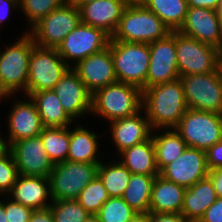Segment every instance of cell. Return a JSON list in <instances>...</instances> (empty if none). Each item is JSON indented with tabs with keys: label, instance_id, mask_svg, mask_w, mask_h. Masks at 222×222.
I'll list each match as a JSON object with an SVG mask.
<instances>
[{
	"label": "cell",
	"instance_id": "obj_1",
	"mask_svg": "<svg viewBox=\"0 0 222 222\" xmlns=\"http://www.w3.org/2000/svg\"><path fill=\"white\" fill-rule=\"evenodd\" d=\"M142 100V109L153 130L175 128L188 110L180 78L145 88Z\"/></svg>",
	"mask_w": 222,
	"mask_h": 222
},
{
	"label": "cell",
	"instance_id": "obj_2",
	"mask_svg": "<svg viewBox=\"0 0 222 222\" xmlns=\"http://www.w3.org/2000/svg\"><path fill=\"white\" fill-rule=\"evenodd\" d=\"M17 38L11 45L0 47V102L11 100L19 92L27 96L32 37L25 30Z\"/></svg>",
	"mask_w": 222,
	"mask_h": 222
},
{
	"label": "cell",
	"instance_id": "obj_3",
	"mask_svg": "<svg viewBox=\"0 0 222 222\" xmlns=\"http://www.w3.org/2000/svg\"><path fill=\"white\" fill-rule=\"evenodd\" d=\"M171 30L140 1L131 0L125 7L111 40L152 43L165 38Z\"/></svg>",
	"mask_w": 222,
	"mask_h": 222
},
{
	"label": "cell",
	"instance_id": "obj_4",
	"mask_svg": "<svg viewBox=\"0 0 222 222\" xmlns=\"http://www.w3.org/2000/svg\"><path fill=\"white\" fill-rule=\"evenodd\" d=\"M142 89L133 84L115 82L92 94L91 114L106 122L133 116L142 110Z\"/></svg>",
	"mask_w": 222,
	"mask_h": 222
},
{
	"label": "cell",
	"instance_id": "obj_5",
	"mask_svg": "<svg viewBox=\"0 0 222 222\" xmlns=\"http://www.w3.org/2000/svg\"><path fill=\"white\" fill-rule=\"evenodd\" d=\"M108 47L117 81L133 84L143 91L150 62L149 44L110 40Z\"/></svg>",
	"mask_w": 222,
	"mask_h": 222
},
{
	"label": "cell",
	"instance_id": "obj_6",
	"mask_svg": "<svg viewBox=\"0 0 222 222\" xmlns=\"http://www.w3.org/2000/svg\"><path fill=\"white\" fill-rule=\"evenodd\" d=\"M175 46L179 77L216 71L220 67L221 51L175 31Z\"/></svg>",
	"mask_w": 222,
	"mask_h": 222
},
{
	"label": "cell",
	"instance_id": "obj_7",
	"mask_svg": "<svg viewBox=\"0 0 222 222\" xmlns=\"http://www.w3.org/2000/svg\"><path fill=\"white\" fill-rule=\"evenodd\" d=\"M99 164L67 160L54 164L49 176L51 199L76 200L79 193L97 176Z\"/></svg>",
	"mask_w": 222,
	"mask_h": 222
},
{
	"label": "cell",
	"instance_id": "obj_8",
	"mask_svg": "<svg viewBox=\"0 0 222 222\" xmlns=\"http://www.w3.org/2000/svg\"><path fill=\"white\" fill-rule=\"evenodd\" d=\"M80 23V9L66 1L42 18L28 34L39 47L57 48Z\"/></svg>",
	"mask_w": 222,
	"mask_h": 222
},
{
	"label": "cell",
	"instance_id": "obj_9",
	"mask_svg": "<svg viewBox=\"0 0 222 222\" xmlns=\"http://www.w3.org/2000/svg\"><path fill=\"white\" fill-rule=\"evenodd\" d=\"M189 109L222 114V68L203 74L181 76Z\"/></svg>",
	"mask_w": 222,
	"mask_h": 222
},
{
	"label": "cell",
	"instance_id": "obj_10",
	"mask_svg": "<svg viewBox=\"0 0 222 222\" xmlns=\"http://www.w3.org/2000/svg\"><path fill=\"white\" fill-rule=\"evenodd\" d=\"M174 129L188 147L206 151L222 140V114L188 108Z\"/></svg>",
	"mask_w": 222,
	"mask_h": 222
},
{
	"label": "cell",
	"instance_id": "obj_11",
	"mask_svg": "<svg viewBox=\"0 0 222 222\" xmlns=\"http://www.w3.org/2000/svg\"><path fill=\"white\" fill-rule=\"evenodd\" d=\"M70 67L57 48H42L33 42L29 58L27 96L41 90H51Z\"/></svg>",
	"mask_w": 222,
	"mask_h": 222
},
{
	"label": "cell",
	"instance_id": "obj_12",
	"mask_svg": "<svg viewBox=\"0 0 222 222\" xmlns=\"http://www.w3.org/2000/svg\"><path fill=\"white\" fill-rule=\"evenodd\" d=\"M111 36L100 28L80 23L57 47L59 55L70 68L86 57L109 46Z\"/></svg>",
	"mask_w": 222,
	"mask_h": 222
},
{
	"label": "cell",
	"instance_id": "obj_13",
	"mask_svg": "<svg viewBox=\"0 0 222 222\" xmlns=\"http://www.w3.org/2000/svg\"><path fill=\"white\" fill-rule=\"evenodd\" d=\"M150 62L146 77V88L179 79L175 31L165 38L149 43Z\"/></svg>",
	"mask_w": 222,
	"mask_h": 222
},
{
	"label": "cell",
	"instance_id": "obj_14",
	"mask_svg": "<svg viewBox=\"0 0 222 222\" xmlns=\"http://www.w3.org/2000/svg\"><path fill=\"white\" fill-rule=\"evenodd\" d=\"M22 97L21 100L14 99L11 109L7 112L6 135L8 136L5 140L8 147L14 142L39 136L43 129L35 102L30 96L23 95Z\"/></svg>",
	"mask_w": 222,
	"mask_h": 222
},
{
	"label": "cell",
	"instance_id": "obj_15",
	"mask_svg": "<svg viewBox=\"0 0 222 222\" xmlns=\"http://www.w3.org/2000/svg\"><path fill=\"white\" fill-rule=\"evenodd\" d=\"M9 150L20 175L50 176L54 164L48 157L40 136L14 142L9 146Z\"/></svg>",
	"mask_w": 222,
	"mask_h": 222
},
{
	"label": "cell",
	"instance_id": "obj_16",
	"mask_svg": "<svg viewBox=\"0 0 222 222\" xmlns=\"http://www.w3.org/2000/svg\"><path fill=\"white\" fill-rule=\"evenodd\" d=\"M68 116L76 119L86 117L92 109V94L87 90L77 73L69 68L52 89ZM82 116V117H81Z\"/></svg>",
	"mask_w": 222,
	"mask_h": 222
},
{
	"label": "cell",
	"instance_id": "obj_17",
	"mask_svg": "<svg viewBox=\"0 0 222 222\" xmlns=\"http://www.w3.org/2000/svg\"><path fill=\"white\" fill-rule=\"evenodd\" d=\"M178 31L222 50V19L215 10L188 6L185 21Z\"/></svg>",
	"mask_w": 222,
	"mask_h": 222
},
{
	"label": "cell",
	"instance_id": "obj_18",
	"mask_svg": "<svg viewBox=\"0 0 222 222\" xmlns=\"http://www.w3.org/2000/svg\"><path fill=\"white\" fill-rule=\"evenodd\" d=\"M205 150L187 147L174 162L166 165L160 176L185 188L208 176Z\"/></svg>",
	"mask_w": 222,
	"mask_h": 222
},
{
	"label": "cell",
	"instance_id": "obj_19",
	"mask_svg": "<svg viewBox=\"0 0 222 222\" xmlns=\"http://www.w3.org/2000/svg\"><path fill=\"white\" fill-rule=\"evenodd\" d=\"M72 69L77 73L91 94L109 84L117 82L114 72V61L109 47L79 61Z\"/></svg>",
	"mask_w": 222,
	"mask_h": 222
},
{
	"label": "cell",
	"instance_id": "obj_20",
	"mask_svg": "<svg viewBox=\"0 0 222 222\" xmlns=\"http://www.w3.org/2000/svg\"><path fill=\"white\" fill-rule=\"evenodd\" d=\"M142 112V113H141ZM109 133L116 149V155L123 150L138 145L150 139L153 129L142 109L137 114L108 122Z\"/></svg>",
	"mask_w": 222,
	"mask_h": 222
},
{
	"label": "cell",
	"instance_id": "obj_21",
	"mask_svg": "<svg viewBox=\"0 0 222 222\" xmlns=\"http://www.w3.org/2000/svg\"><path fill=\"white\" fill-rule=\"evenodd\" d=\"M129 2L130 0H93L86 3L79 8L81 23L100 28L112 37Z\"/></svg>",
	"mask_w": 222,
	"mask_h": 222
},
{
	"label": "cell",
	"instance_id": "obj_22",
	"mask_svg": "<svg viewBox=\"0 0 222 222\" xmlns=\"http://www.w3.org/2000/svg\"><path fill=\"white\" fill-rule=\"evenodd\" d=\"M13 201L33 210L48 208L51 203L49 177L24 176L17 177L12 190L7 195Z\"/></svg>",
	"mask_w": 222,
	"mask_h": 222
},
{
	"label": "cell",
	"instance_id": "obj_23",
	"mask_svg": "<svg viewBox=\"0 0 222 222\" xmlns=\"http://www.w3.org/2000/svg\"><path fill=\"white\" fill-rule=\"evenodd\" d=\"M74 123V129L70 126V143L68 149L67 161L82 162V163H100L103 158V152L99 149L98 139L103 135L96 133L97 131H90L83 125ZM98 134V135H97ZM99 155V156H98Z\"/></svg>",
	"mask_w": 222,
	"mask_h": 222
},
{
	"label": "cell",
	"instance_id": "obj_24",
	"mask_svg": "<svg viewBox=\"0 0 222 222\" xmlns=\"http://www.w3.org/2000/svg\"><path fill=\"white\" fill-rule=\"evenodd\" d=\"M186 188L158 175L155 177L149 212L181 213Z\"/></svg>",
	"mask_w": 222,
	"mask_h": 222
},
{
	"label": "cell",
	"instance_id": "obj_25",
	"mask_svg": "<svg viewBox=\"0 0 222 222\" xmlns=\"http://www.w3.org/2000/svg\"><path fill=\"white\" fill-rule=\"evenodd\" d=\"M211 180L206 177L186 188L181 214L187 220L201 219L206 210L217 200Z\"/></svg>",
	"mask_w": 222,
	"mask_h": 222
},
{
	"label": "cell",
	"instance_id": "obj_26",
	"mask_svg": "<svg viewBox=\"0 0 222 222\" xmlns=\"http://www.w3.org/2000/svg\"><path fill=\"white\" fill-rule=\"evenodd\" d=\"M118 159L132 174L160 175L152 137L120 152Z\"/></svg>",
	"mask_w": 222,
	"mask_h": 222
},
{
	"label": "cell",
	"instance_id": "obj_27",
	"mask_svg": "<svg viewBox=\"0 0 222 222\" xmlns=\"http://www.w3.org/2000/svg\"><path fill=\"white\" fill-rule=\"evenodd\" d=\"M30 98L35 102L43 127L74 126V121L64 111L52 89L34 92Z\"/></svg>",
	"mask_w": 222,
	"mask_h": 222
},
{
	"label": "cell",
	"instance_id": "obj_28",
	"mask_svg": "<svg viewBox=\"0 0 222 222\" xmlns=\"http://www.w3.org/2000/svg\"><path fill=\"white\" fill-rule=\"evenodd\" d=\"M151 137L155 147L156 165L159 172L166 165L180 157L188 147L174 128L154 129Z\"/></svg>",
	"mask_w": 222,
	"mask_h": 222
},
{
	"label": "cell",
	"instance_id": "obj_29",
	"mask_svg": "<svg viewBox=\"0 0 222 222\" xmlns=\"http://www.w3.org/2000/svg\"><path fill=\"white\" fill-rule=\"evenodd\" d=\"M158 175L131 174L122 196L123 200L137 213H149L152 185Z\"/></svg>",
	"mask_w": 222,
	"mask_h": 222
},
{
	"label": "cell",
	"instance_id": "obj_30",
	"mask_svg": "<svg viewBox=\"0 0 222 222\" xmlns=\"http://www.w3.org/2000/svg\"><path fill=\"white\" fill-rule=\"evenodd\" d=\"M138 1L157 15L171 31H178L185 21L188 10L187 0Z\"/></svg>",
	"mask_w": 222,
	"mask_h": 222
},
{
	"label": "cell",
	"instance_id": "obj_31",
	"mask_svg": "<svg viewBox=\"0 0 222 222\" xmlns=\"http://www.w3.org/2000/svg\"><path fill=\"white\" fill-rule=\"evenodd\" d=\"M106 162L103 159L98 165L97 176L110 197H122L132 173L119 160Z\"/></svg>",
	"mask_w": 222,
	"mask_h": 222
},
{
	"label": "cell",
	"instance_id": "obj_32",
	"mask_svg": "<svg viewBox=\"0 0 222 222\" xmlns=\"http://www.w3.org/2000/svg\"><path fill=\"white\" fill-rule=\"evenodd\" d=\"M44 149L53 164L67 160L70 143L69 127H43L39 135Z\"/></svg>",
	"mask_w": 222,
	"mask_h": 222
},
{
	"label": "cell",
	"instance_id": "obj_33",
	"mask_svg": "<svg viewBox=\"0 0 222 222\" xmlns=\"http://www.w3.org/2000/svg\"><path fill=\"white\" fill-rule=\"evenodd\" d=\"M110 198L103 185V182L96 176L88 185L79 193L77 201L91 215H96L102 205Z\"/></svg>",
	"mask_w": 222,
	"mask_h": 222
},
{
	"label": "cell",
	"instance_id": "obj_34",
	"mask_svg": "<svg viewBox=\"0 0 222 222\" xmlns=\"http://www.w3.org/2000/svg\"><path fill=\"white\" fill-rule=\"evenodd\" d=\"M67 0H19V12L25 16L28 25L27 32L35 26L42 18L47 16L55 8L60 7Z\"/></svg>",
	"mask_w": 222,
	"mask_h": 222
},
{
	"label": "cell",
	"instance_id": "obj_35",
	"mask_svg": "<svg viewBox=\"0 0 222 222\" xmlns=\"http://www.w3.org/2000/svg\"><path fill=\"white\" fill-rule=\"evenodd\" d=\"M135 212L122 197H110L96 214L101 222H128L132 220Z\"/></svg>",
	"mask_w": 222,
	"mask_h": 222
},
{
	"label": "cell",
	"instance_id": "obj_36",
	"mask_svg": "<svg viewBox=\"0 0 222 222\" xmlns=\"http://www.w3.org/2000/svg\"><path fill=\"white\" fill-rule=\"evenodd\" d=\"M49 207L55 222H84L91 215L77 200H52Z\"/></svg>",
	"mask_w": 222,
	"mask_h": 222
},
{
	"label": "cell",
	"instance_id": "obj_37",
	"mask_svg": "<svg viewBox=\"0 0 222 222\" xmlns=\"http://www.w3.org/2000/svg\"><path fill=\"white\" fill-rule=\"evenodd\" d=\"M19 176L11 151L8 149L0 156V196H7Z\"/></svg>",
	"mask_w": 222,
	"mask_h": 222
},
{
	"label": "cell",
	"instance_id": "obj_38",
	"mask_svg": "<svg viewBox=\"0 0 222 222\" xmlns=\"http://www.w3.org/2000/svg\"><path fill=\"white\" fill-rule=\"evenodd\" d=\"M4 197L7 222H29L33 209Z\"/></svg>",
	"mask_w": 222,
	"mask_h": 222
},
{
	"label": "cell",
	"instance_id": "obj_39",
	"mask_svg": "<svg viewBox=\"0 0 222 222\" xmlns=\"http://www.w3.org/2000/svg\"><path fill=\"white\" fill-rule=\"evenodd\" d=\"M205 152L208 170L222 168V140L215 143Z\"/></svg>",
	"mask_w": 222,
	"mask_h": 222
},
{
	"label": "cell",
	"instance_id": "obj_40",
	"mask_svg": "<svg viewBox=\"0 0 222 222\" xmlns=\"http://www.w3.org/2000/svg\"><path fill=\"white\" fill-rule=\"evenodd\" d=\"M200 220L202 222H222V197L217 198Z\"/></svg>",
	"mask_w": 222,
	"mask_h": 222
},
{
	"label": "cell",
	"instance_id": "obj_41",
	"mask_svg": "<svg viewBox=\"0 0 222 222\" xmlns=\"http://www.w3.org/2000/svg\"><path fill=\"white\" fill-rule=\"evenodd\" d=\"M149 222H187V219L181 213L149 212Z\"/></svg>",
	"mask_w": 222,
	"mask_h": 222
},
{
	"label": "cell",
	"instance_id": "obj_42",
	"mask_svg": "<svg viewBox=\"0 0 222 222\" xmlns=\"http://www.w3.org/2000/svg\"><path fill=\"white\" fill-rule=\"evenodd\" d=\"M19 8V0H0V28H3V23L9 18L10 12H15Z\"/></svg>",
	"mask_w": 222,
	"mask_h": 222
},
{
	"label": "cell",
	"instance_id": "obj_43",
	"mask_svg": "<svg viewBox=\"0 0 222 222\" xmlns=\"http://www.w3.org/2000/svg\"><path fill=\"white\" fill-rule=\"evenodd\" d=\"M29 222H55L51 208L36 209L32 211Z\"/></svg>",
	"mask_w": 222,
	"mask_h": 222
},
{
	"label": "cell",
	"instance_id": "obj_44",
	"mask_svg": "<svg viewBox=\"0 0 222 222\" xmlns=\"http://www.w3.org/2000/svg\"><path fill=\"white\" fill-rule=\"evenodd\" d=\"M207 177L211 180L217 197H222V168L210 169Z\"/></svg>",
	"mask_w": 222,
	"mask_h": 222
},
{
	"label": "cell",
	"instance_id": "obj_45",
	"mask_svg": "<svg viewBox=\"0 0 222 222\" xmlns=\"http://www.w3.org/2000/svg\"><path fill=\"white\" fill-rule=\"evenodd\" d=\"M222 0H187L188 6L209 8L217 11Z\"/></svg>",
	"mask_w": 222,
	"mask_h": 222
},
{
	"label": "cell",
	"instance_id": "obj_46",
	"mask_svg": "<svg viewBox=\"0 0 222 222\" xmlns=\"http://www.w3.org/2000/svg\"><path fill=\"white\" fill-rule=\"evenodd\" d=\"M128 222H149V213H138Z\"/></svg>",
	"mask_w": 222,
	"mask_h": 222
},
{
	"label": "cell",
	"instance_id": "obj_47",
	"mask_svg": "<svg viewBox=\"0 0 222 222\" xmlns=\"http://www.w3.org/2000/svg\"><path fill=\"white\" fill-rule=\"evenodd\" d=\"M0 198V222H7L6 214H5V199L3 196ZM4 199V200H3Z\"/></svg>",
	"mask_w": 222,
	"mask_h": 222
},
{
	"label": "cell",
	"instance_id": "obj_48",
	"mask_svg": "<svg viewBox=\"0 0 222 222\" xmlns=\"http://www.w3.org/2000/svg\"><path fill=\"white\" fill-rule=\"evenodd\" d=\"M1 132V131H0ZM4 136H2L1 134H0V156L2 155V154H4L8 149H9V147H8V145H7V143H6V140L3 138Z\"/></svg>",
	"mask_w": 222,
	"mask_h": 222
},
{
	"label": "cell",
	"instance_id": "obj_49",
	"mask_svg": "<svg viewBox=\"0 0 222 222\" xmlns=\"http://www.w3.org/2000/svg\"><path fill=\"white\" fill-rule=\"evenodd\" d=\"M71 5L80 8L82 5L92 2L93 0H67Z\"/></svg>",
	"mask_w": 222,
	"mask_h": 222
},
{
	"label": "cell",
	"instance_id": "obj_50",
	"mask_svg": "<svg viewBox=\"0 0 222 222\" xmlns=\"http://www.w3.org/2000/svg\"><path fill=\"white\" fill-rule=\"evenodd\" d=\"M84 222H101L96 215H90Z\"/></svg>",
	"mask_w": 222,
	"mask_h": 222
},
{
	"label": "cell",
	"instance_id": "obj_51",
	"mask_svg": "<svg viewBox=\"0 0 222 222\" xmlns=\"http://www.w3.org/2000/svg\"><path fill=\"white\" fill-rule=\"evenodd\" d=\"M217 13H218L219 17L222 19V1L217 9Z\"/></svg>",
	"mask_w": 222,
	"mask_h": 222
},
{
	"label": "cell",
	"instance_id": "obj_52",
	"mask_svg": "<svg viewBox=\"0 0 222 222\" xmlns=\"http://www.w3.org/2000/svg\"><path fill=\"white\" fill-rule=\"evenodd\" d=\"M187 222H202V221L198 219V220H187Z\"/></svg>",
	"mask_w": 222,
	"mask_h": 222
},
{
	"label": "cell",
	"instance_id": "obj_53",
	"mask_svg": "<svg viewBox=\"0 0 222 222\" xmlns=\"http://www.w3.org/2000/svg\"><path fill=\"white\" fill-rule=\"evenodd\" d=\"M220 66L222 68V50H221V60H220Z\"/></svg>",
	"mask_w": 222,
	"mask_h": 222
}]
</instances>
